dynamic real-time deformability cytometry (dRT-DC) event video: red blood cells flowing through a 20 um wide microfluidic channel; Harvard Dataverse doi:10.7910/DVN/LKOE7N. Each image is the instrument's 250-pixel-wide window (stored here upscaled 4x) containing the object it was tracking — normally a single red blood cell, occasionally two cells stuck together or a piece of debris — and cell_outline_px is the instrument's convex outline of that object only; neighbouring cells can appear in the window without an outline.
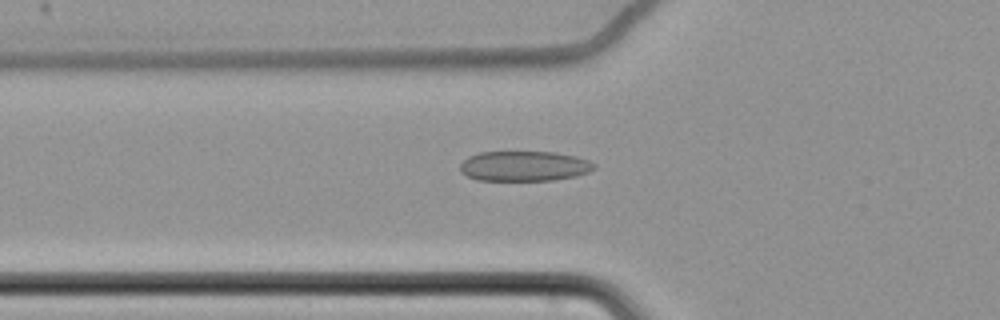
{"species": "common noctule bat (a hibernating species)", "species_latin": "Nyctalus noctula", "temperature_condition": "cold", "stored_images_in_passage": 62, "camera_frame_rate_fps": 3000, "um_per_image_px": 0.085, "animal": {"sex": "female", "body_mass_g": 22.7, "forearm_length_mm": 54.2}, "frame": {"image": 1, "passage_image": 24, "time_ms": 7.667, "image_size_px": [1000, 320], "cell_outline_px": [[596, 168], [588, 172], [576, 176], [552, 180], [476, 180], [460, 172], [460, 164], [468, 156], [480, 152], [556, 152], [576, 156], [588, 160], [596, 164]], "centroid_in_image_um": [44.56, 14.11], "position_along_channel_um": 81.2, "area_um2": 23.58}}
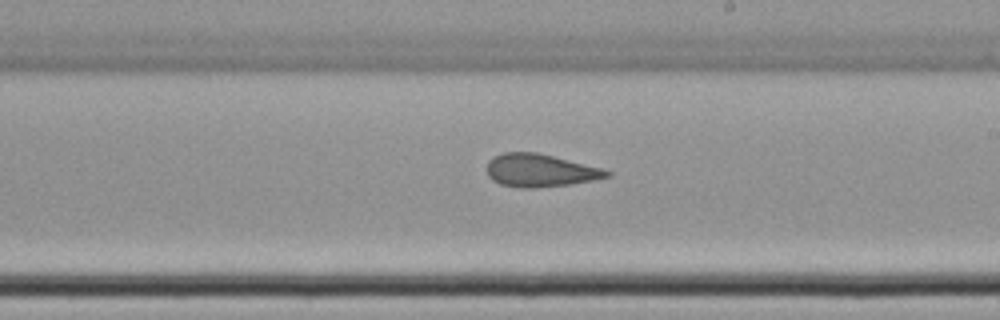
{"frame": {"image": 2, "passage_image": 38, "time_ms": 12.333, "image_size_px": [1000, 320], "cell_outline_px": [[612, 176], [592, 180], [568, 184], [536, 188], [520, 188], [500, 184], [492, 180], [488, 176], [488, 160], [504, 152], [536, 152], [604, 168], [612, 172]], "centroid_in_image_um": [45.93, 14.49], "position_along_channel_um": 243.1, "area_um2": 22.95}}
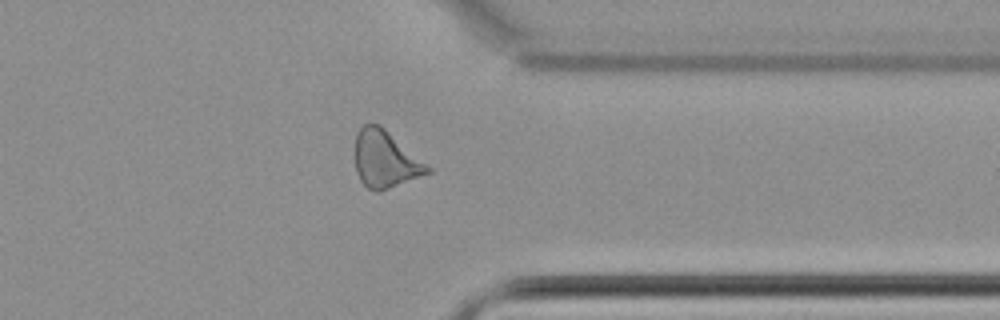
{"frame": {"image": 3, "passage_image": 50, "time_ms": 16.333, "image_size_px": [1000, 320], "cell_outline_px": [[432, 172], [380, 192], [376, 192], [368, 188], [360, 180], [356, 172], [356, 132], [364, 124], [380, 124], [432, 168]], "centroid_in_image_um": [32.76, 13.55], "position_along_channel_um": 378.6, "area_um2": 24.04}, "authors_computed_cell_mechanics": {"area_um2": 24.7384, "velocity_mm_per_s": 3.4758, "shape_relaxation_time_tau1_ms": null, "shape_relaxation_time_tau2_ms": 3.2165, "deformation_change_tau1": null, "deformation_change_tau2": 0.1137}}